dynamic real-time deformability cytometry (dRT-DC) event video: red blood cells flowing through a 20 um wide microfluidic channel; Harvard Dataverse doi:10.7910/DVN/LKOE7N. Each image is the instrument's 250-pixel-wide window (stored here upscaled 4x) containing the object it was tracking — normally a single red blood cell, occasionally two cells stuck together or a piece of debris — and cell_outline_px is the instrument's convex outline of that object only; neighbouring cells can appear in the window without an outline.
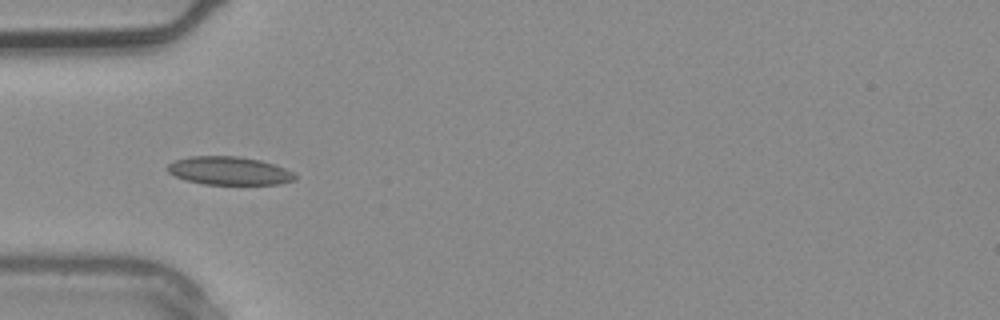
{"species": "common noctule bat (a hibernating species)", "species_latin": "Nyctalus noctula", "temperature_condition": "warm", "stored_images_in_passage": 26, "camera_frame_rate_fps": 3000, "um_per_image_px": 0.085, "animal": {"sex": "male", "body_mass_g": 20.4}, "frame": {"image": 1, "passage_image": 5, "time_ms": 1.333, "image_size_px": [1000, 320], "cell_outline_px": [[296, 180], [280, 184], [204, 184], [188, 180], [176, 176], [168, 172], [168, 164], [172, 160], [188, 156], [240, 156], [260, 160], [284, 168], [292, 172], [296, 176]], "centroid_in_image_um": [19.47, 14.5], "position_along_channel_um": 65.5, "area_um2": 20.92}}